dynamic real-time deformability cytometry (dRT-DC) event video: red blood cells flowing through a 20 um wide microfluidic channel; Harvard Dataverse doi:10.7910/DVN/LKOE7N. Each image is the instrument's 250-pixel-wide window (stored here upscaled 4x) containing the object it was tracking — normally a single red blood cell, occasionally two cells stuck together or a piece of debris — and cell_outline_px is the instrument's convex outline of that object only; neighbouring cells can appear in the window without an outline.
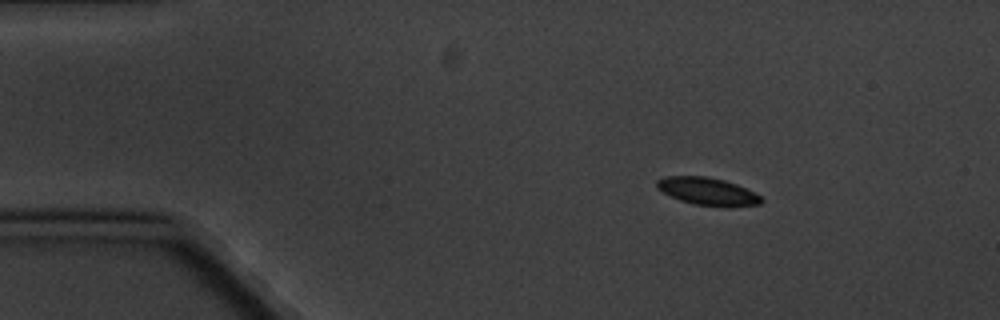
{"species": "common noctule bat (a hibernating species)", "species_latin": "Nyctalus noctula", "temperature_condition": "cold", "stored_images_in_passage": 4, "camera_frame_rate_fps": 3000, "um_per_image_px": 0.085, "animal": {"sex": "male", "body_mass_g": 20.1, "forearm_length_mm": 53.5}, "frame": {"image": 1, "passage_image": 1, "time_ms": 0.0, "image_size_px": [1000, 320], "cell_outline_px": [[764, 200], [760, 204], [728, 208], [724, 208], [692, 204], [680, 200], [656, 188], [656, 180], [664, 176], [704, 176], [724, 180], [736, 184], [760, 196]], "centroid_in_image_um": [60.14, 16.29], "position_along_channel_um": 24.9, "area_um2": 16.94}}